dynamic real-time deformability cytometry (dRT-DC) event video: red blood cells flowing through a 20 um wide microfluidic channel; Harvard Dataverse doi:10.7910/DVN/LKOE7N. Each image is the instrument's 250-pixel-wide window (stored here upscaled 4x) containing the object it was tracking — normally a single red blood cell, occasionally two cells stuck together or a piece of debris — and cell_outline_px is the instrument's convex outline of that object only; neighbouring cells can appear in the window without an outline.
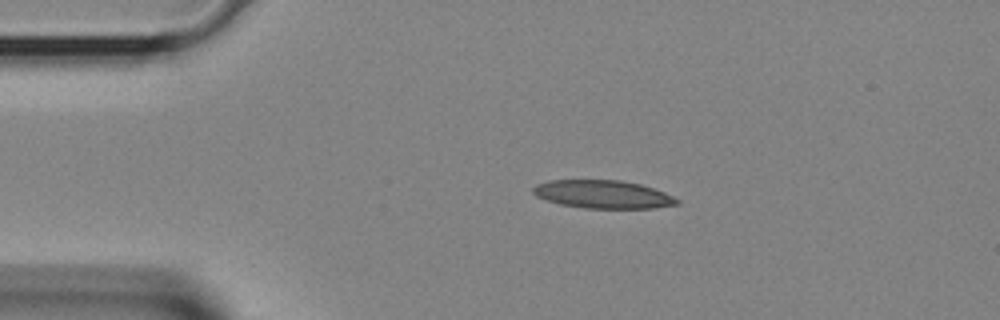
{"species": "Egyptian fruit bat (a non-hibernating species)", "species_latin": "Rousettus aegyptiacus", "temperature_condition": "room temperature", "stored_images_in_passage": 32, "camera_frame_rate_fps": 3000, "um_per_image_px": 0.085, "animal": {"sex": "female"}, "frame": {"image": 1, "passage_image": 1, "time_ms": 0.0, "image_size_px": [1000, 320], "cell_outline_px": [[680, 204], [656, 208], [584, 208], [560, 204], [536, 196], [532, 192], [532, 188], [536, 184], [548, 180], [620, 180], [640, 184], [664, 192], [680, 200]], "centroid_in_image_um": [51.25, 16.51], "position_along_channel_um": 33.7, "area_um2": 23.58}}
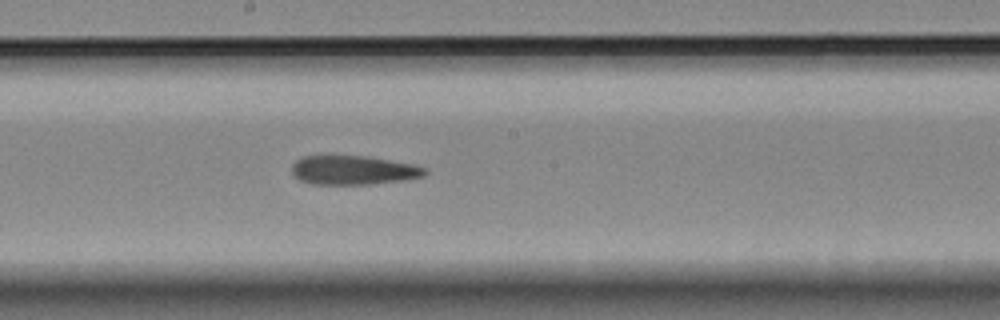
{"frame": {"image": 2, "passage_image": 14, "time_ms": 4.333, "image_size_px": [1000, 320], "cell_outline_px": [[428, 172], [424, 176], [404, 180], [372, 184], [312, 184], [300, 180], [292, 176], [292, 164], [296, 160], [304, 156], [364, 156], [412, 164], [428, 168]], "centroid_in_image_um": [30.03, 14.47], "position_along_channel_um": 218.2, "area_um2": 22.54}}
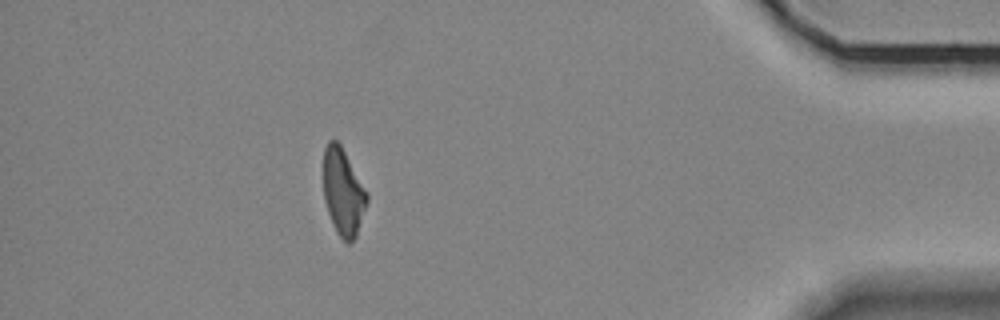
{"frame": {"image": 3, "passage_image": 28, "time_ms": 9.0, "image_size_px": [1000, 320], "cell_outline_px": [[368, 200], [356, 236], [348, 244], [336, 232], [328, 212], [324, 200], [324, 148], [328, 140], [336, 140], [340, 144], [368, 192]], "centroid_in_image_um": [29.17, 16.31], "position_along_channel_um": 406.0, "area_um2": 21.85}}